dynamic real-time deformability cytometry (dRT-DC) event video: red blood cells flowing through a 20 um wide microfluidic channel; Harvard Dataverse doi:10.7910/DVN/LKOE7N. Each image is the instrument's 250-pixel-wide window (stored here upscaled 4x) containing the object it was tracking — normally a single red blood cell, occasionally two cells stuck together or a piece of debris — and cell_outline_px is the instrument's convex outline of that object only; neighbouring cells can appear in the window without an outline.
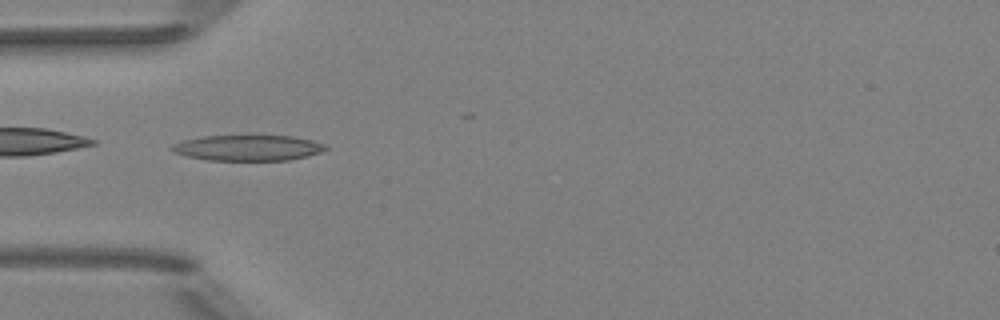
{"species": "Egyptian fruit bat (a non-hibernating species)", "species_latin": "Rousettus aegyptiacus", "temperature_condition": "room temperature", "stored_images_in_passage": 5, "camera_frame_rate_fps": 3000, "um_per_image_px": 0.085, "animal": {"sex": "female"}, "frame": {"image": 1, "passage_image": 2, "time_ms": 1.0, "image_size_px": [1000, 320], "cell_outline_px": [[328, 148], [320, 152], [288, 160], [208, 160], [188, 156], [172, 152], [168, 148], [172, 144], [184, 140], [204, 136], [252, 132], [292, 136], [312, 140], [324, 144]], "centroid_in_image_um": [21.03, 12.5], "position_along_channel_um": 64.0, "area_um2": 24.04}}
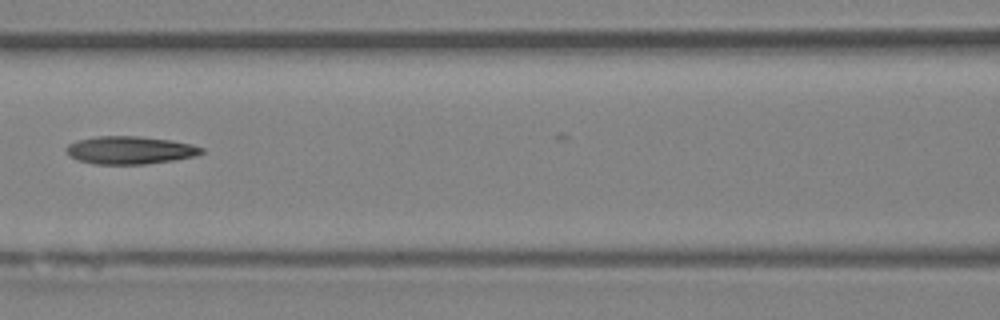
{"frame": {"image": 2, "passage_image": 4, "time_ms": 3.333, "image_size_px": [1000, 320], "cell_outline_px": [[204, 152], [196, 156], [176, 160], [148, 164], [92, 164], [80, 160], [72, 156], [64, 148], [68, 144], [76, 140], [96, 136], [140, 136], [168, 140], [192, 144], [204, 148]], "centroid_in_image_um": [11.08, 12.76], "position_along_channel_um": 155.5, "area_um2": 22.02}}
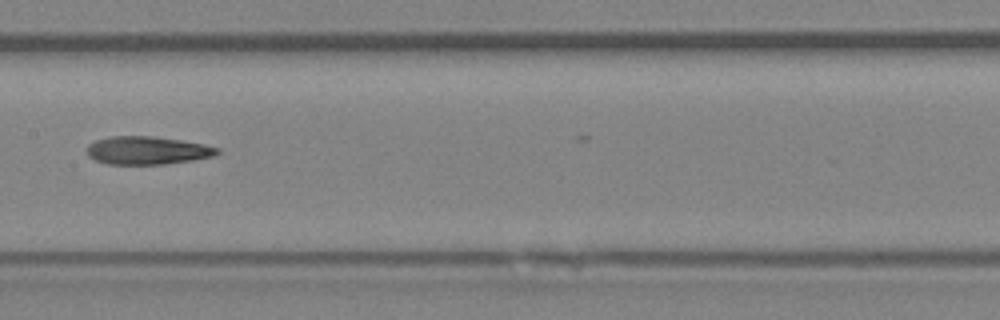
{"frame": {"image": 3, "passage_image": 5, "time_ms": 4.333, "image_size_px": [1000, 320], "cell_outline_px": [[220, 152], [212, 156], [192, 160], [164, 164], [108, 164], [96, 160], [88, 156], [88, 144], [96, 140], [112, 136], [152, 136], [180, 140], [204, 144], [220, 148]], "centroid_in_image_um": [12.52, 12.78], "position_along_channel_um": 194.9, "area_um2": 21.15}}